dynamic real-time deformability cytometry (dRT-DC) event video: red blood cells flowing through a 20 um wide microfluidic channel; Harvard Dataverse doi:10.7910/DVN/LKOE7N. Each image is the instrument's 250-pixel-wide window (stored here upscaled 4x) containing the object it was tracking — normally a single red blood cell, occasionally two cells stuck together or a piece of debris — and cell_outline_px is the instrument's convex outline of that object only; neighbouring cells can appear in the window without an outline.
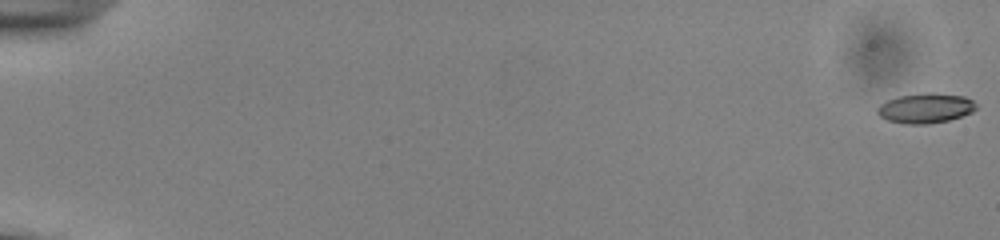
{"species": "common noctule bat (a hibernating species)", "species_latin": "Nyctalus noctula", "temperature_condition": "cold", "stored_images_in_passage": 55, "camera_frame_rate_fps": 3000, "um_per_image_px": 0.085, "animal": {"sex": "male", "body_mass_g": 13.0, "forearm_length_mm": 53.1}, "frame": {"image": 1, "passage_image": 1, "time_ms": 0.0, "image_size_px": [1000, 240], "cell_outline_px": [[976, 108], [972, 112], [948, 120], [928, 124], [904, 124], [888, 120], [880, 116], [876, 112], [880, 104], [888, 100], [900, 96], [932, 92], [964, 96], [972, 100], [976, 104]], "centroid_in_image_um": [78.67, 9.19], "position_along_channel_um": 6.3, "area_um2": 17.05}}
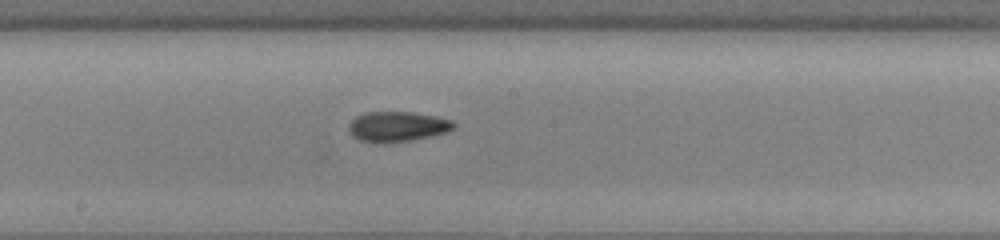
{"frame": {"image": 2, "passage_image": 32, "time_ms": 10.333, "image_size_px": [1000, 240], "cell_outline_px": [[456, 128], [448, 132], [432, 136], [412, 140], [384, 144], [360, 140], [352, 136], [348, 132], [348, 124], [356, 116], [368, 112], [412, 112], [436, 116], [452, 120], [456, 124]], "centroid_in_image_um": [33.79, 10.77], "position_along_channel_um": 214.4, "area_um2": 18.79}}
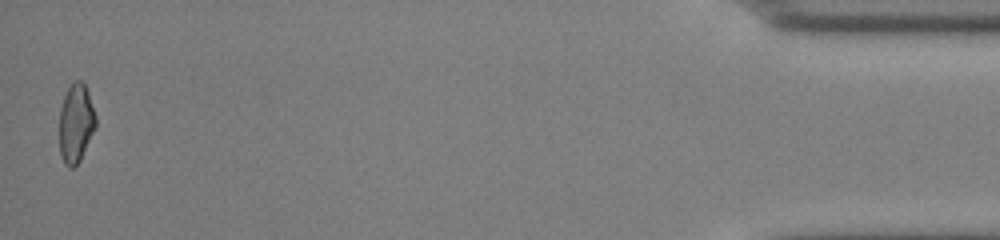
{"frame": {"image": 3, "passage_image": 55, "time_ms": 18.0, "image_size_px": [1000, 240], "cell_outline_px": [[96, 128], [80, 160], [72, 168], [68, 168], [64, 164], [60, 152], [60, 108], [64, 96], [68, 88], [76, 80], [84, 80], [96, 116]], "centroid_in_image_um": [6.46, 10.47], "position_along_channel_um": 428.7, "area_um2": 16.76}, "authors_computed_cell_mechanics": {"area_um2": 17.2822, "velocity_mm_per_s": 3.8728, "shape_relaxation_time_tau1_ms": 5.3719, "shape_relaxation_time_tau2_ms": 4.581, "deformation_change_tau1": 0.1461, "deformation_change_tau2": 0.1233}}